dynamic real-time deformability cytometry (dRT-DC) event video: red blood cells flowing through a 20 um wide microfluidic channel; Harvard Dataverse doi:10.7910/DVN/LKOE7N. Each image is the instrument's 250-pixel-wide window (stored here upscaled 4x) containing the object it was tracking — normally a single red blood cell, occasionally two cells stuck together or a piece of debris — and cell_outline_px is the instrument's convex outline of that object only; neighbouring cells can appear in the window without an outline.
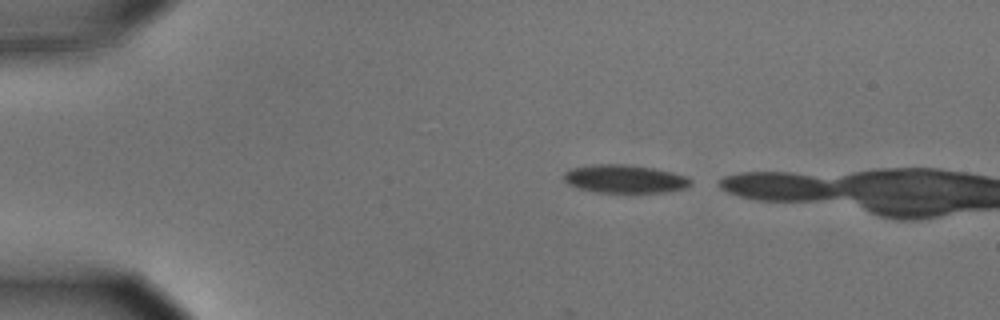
{"species": "common noctule bat (a hibernating species)", "species_latin": "Nyctalus noctula", "temperature_condition": "cold", "stored_images_in_passage": 2, "camera_frame_rate_fps": 3000, "um_per_image_px": 0.085, "animal": {"sex": "male", "body_mass_g": 15.6}, "frame": {"image": 1, "passage_image": 1, "time_ms": 0.0, "image_size_px": [1000, 320], "cell_outline_px": [[692, 184], [688, 188], [668, 192], [596, 192], [580, 188], [568, 184], [564, 180], [564, 172], [568, 168], [592, 164], [624, 164], [652, 168], [672, 172], [684, 176], [692, 180]], "centroid_in_image_um": [53.1, 15.2], "position_along_channel_um": 31.9, "area_um2": 20.92}}